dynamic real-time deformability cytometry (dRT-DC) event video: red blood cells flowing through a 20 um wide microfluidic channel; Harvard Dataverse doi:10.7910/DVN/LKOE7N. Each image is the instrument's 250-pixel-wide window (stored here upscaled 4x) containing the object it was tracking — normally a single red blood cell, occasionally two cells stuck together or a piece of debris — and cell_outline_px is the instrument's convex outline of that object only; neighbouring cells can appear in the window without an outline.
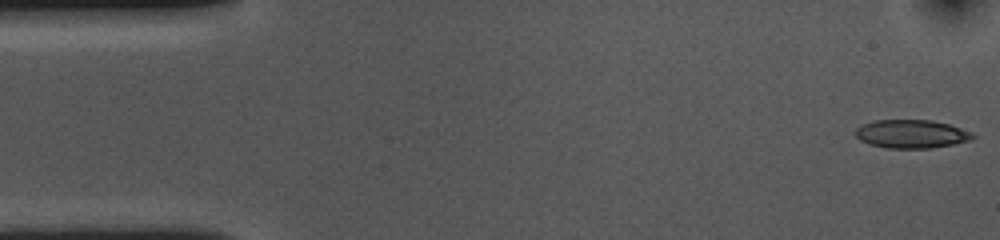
{"species": "common noctule bat (a hibernating species)", "species_latin": "Nyctalus noctula", "temperature_condition": "cold", "stored_images_in_passage": 54, "camera_frame_rate_fps": 3000, "um_per_image_px": 0.085, "animal": {"sex": "female", "body_mass_g": 10.0, "forearm_length_mm": 53.1}, "frame": {"image": 1, "passage_image": 1, "time_ms": 0.0, "image_size_px": [1000, 240], "cell_outline_px": [[976, 136], [972, 140], [932, 148], [884, 148], [868, 144], [860, 140], [856, 136], [856, 128], [864, 124], [876, 120], [932, 120], [948, 124], [972, 132]], "centroid_in_image_um": [77.48, 11.39], "position_along_channel_um": 7.5, "area_um2": 19.42}}
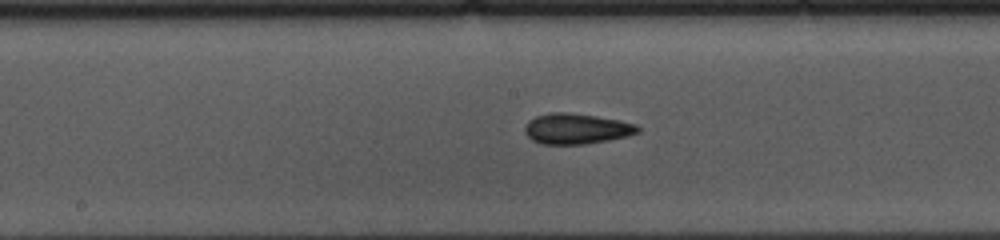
{"frame": {"image": 2, "passage_image": 26, "time_ms": 8.333, "image_size_px": [1000, 240], "cell_outline_px": [[640, 132], [628, 136], [608, 140], [584, 144], [540, 144], [532, 140], [524, 132], [524, 128], [528, 120], [536, 116], [548, 112], [568, 112], [596, 116], [620, 120], [636, 124], [640, 128]], "centroid_in_image_um": [48.99, 10.94], "position_along_channel_um": 199.2, "area_um2": 20.29}}
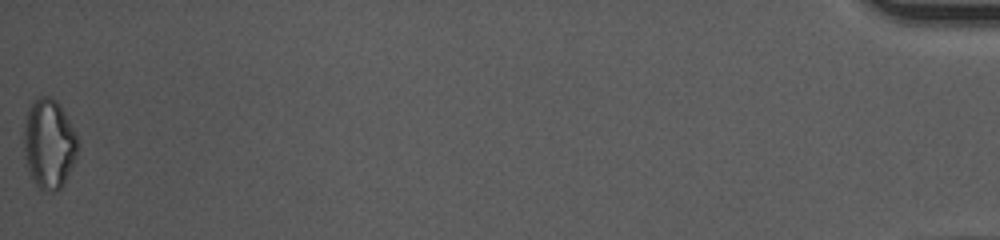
{"frame": {"image": 3, "passage_image": 54, "time_ms": 17.667, "image_size_px": [1000, 240], "cell_outline_px": [[76, 156], [60, 188], [52, 192], [44, 192], [36, 184], [28, 168], [24, 156], [24, 124], [32, 100], [40, 96], [52, 96], [60, 104], [76, 136]], "centroid_in_image_um": [4.13, 12.19], "position_along_channel_um": 431.1, "area_um2": 27.57}, "authors_computed_cell_mechanics": {"area_um2": 19.8254, "velocity_mm_per_s": 3.6213, "shape_relaxation_time_tau1_ms": 3.3178, "shape_relaxation_time_tau2_ms": 3.0238, "deformation_change_tau1": 0.1135, "deformation_change_tau2": 0.1188}}